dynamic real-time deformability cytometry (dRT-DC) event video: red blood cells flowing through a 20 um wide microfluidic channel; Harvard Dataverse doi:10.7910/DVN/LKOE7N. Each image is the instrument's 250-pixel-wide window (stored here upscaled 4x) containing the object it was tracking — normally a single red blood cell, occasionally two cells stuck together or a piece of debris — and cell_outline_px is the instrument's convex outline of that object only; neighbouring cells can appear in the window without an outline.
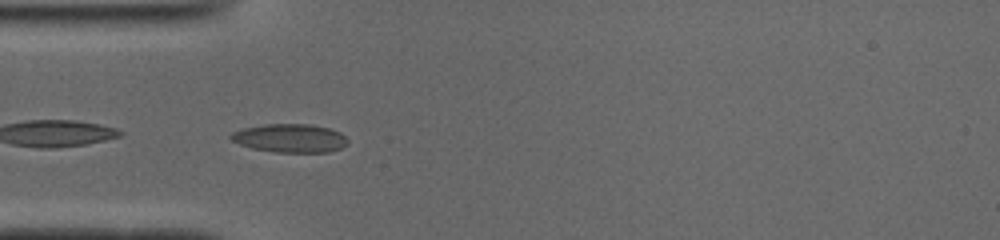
{"species": "common noctule bat (a hibernating species)", "species_latin": "Nyctalus noctula", "temperature_condition": "cold", "stored_images_in_passage": 33, "camera_frame_rate_fps": 3000, "um_per_image_px": 0.085, "animal": {"sex": "male", "body_mass_g": 19.0, "forearm_length_mm": 50.8}, "frame": {"image": 1, "passage_image": 3, "time_ms": 0.667, "image_size_px": [1000, 240], "cell_outline_px": [[348, 144], [340, 148], [328, 152], [276, 152], [252, 148], [240, 144], [232, 140], [228, 136], [232, 132], [244, 128], [268, 124], [308, 124], [328, 128], [340, 132], [348, 140]], "centroid_in_image_um": [24.66, 11.74], "position_along_channel_um": 60.3, "area_um2": 19.25}}
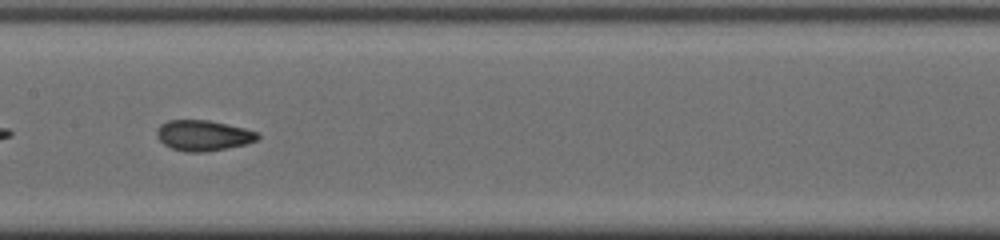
{"frame": {"image": 2, "passage_image": 13, "time_ms": 4.0, "image_size_px": [1000, 240], "cell_outline_px": [[260, 136], [256, 140], [244, 144], [228, 148], [204, 152], [184, 152], [172, 148], [164, 144], [160, 140], [156, 132], [160, 124], [168, 120], [208, 120], [244, 128], [256, 132]], "centroid_in_image_um": [17.25, 11.51], "position_along_channel_um": 190.2, "area_um2": 17.8}}
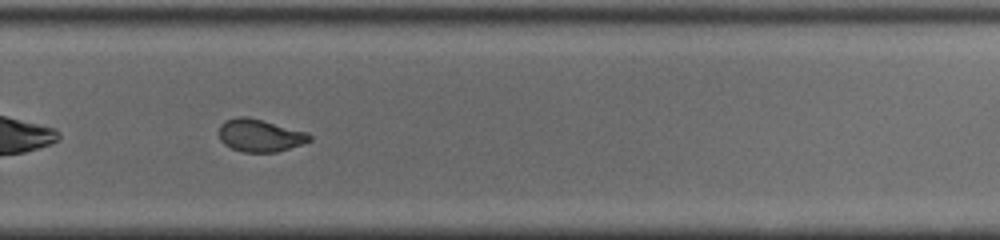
{"frame": {"image": 3, "passage_image": 22, "time_ms": 7.0, "image_size_px": [1000, 240], "cell_outline_px": [[312, 140], [276, 152], [240, 152], [224, 144], [220, 140], [220, 124], [224, 120], [236, 116], [248, 116], [308, 132], [312, 136]], "centroid_in_image_um": [22.08, 11.5], "position_along_channel_um": 307.7, "area_um2": 17.28}, "authors_computed_cell_mechanics": {"area_um2": 17.5712, "velocity_mm_per_s": 3.9235, "shape_relaxation_time_tau1_ms": 8.5638, "shape_relaxation_time_tau2_ms": 1.3131, "deformation_change_tau1": 0.1977, "deformation_change_tau2": 0.0643}}